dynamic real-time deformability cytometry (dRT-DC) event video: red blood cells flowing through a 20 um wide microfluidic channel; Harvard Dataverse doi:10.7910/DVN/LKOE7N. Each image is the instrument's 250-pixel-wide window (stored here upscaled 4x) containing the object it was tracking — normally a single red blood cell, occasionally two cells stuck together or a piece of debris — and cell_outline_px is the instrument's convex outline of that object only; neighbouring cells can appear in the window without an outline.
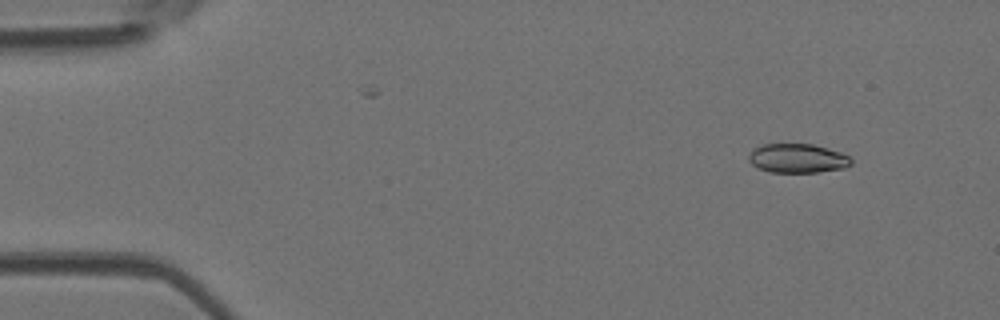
{"species": "Egyptian fruit bat (a non-hibernating species)", "species_latin": "Rousettus aegyptiacus", "temperature_condition": "room temperature", "stored_images_in_passage": 4, "camera_frame_rate_fps": 3000, "um_per_image_px": 0.085, "animal": {"sex": "female"}, "frame": {"image": 1, "passage_image": 1, "time_ms": 0.0, "image_size_px": [1000, 320], "cell_outline_px": [[852, 164], [844, 168], [816, 172], [772, 172], [760, 168], [752, 164], [748, 160], [748, 156], [752, 148], [764, 144], [812, 144], [840, 152], [848, 156], [852, 160]], "centroid_in_image_um": [67.77, 13.45], "position_along_channel_um": 17.2, "area_um2": 17.28}}
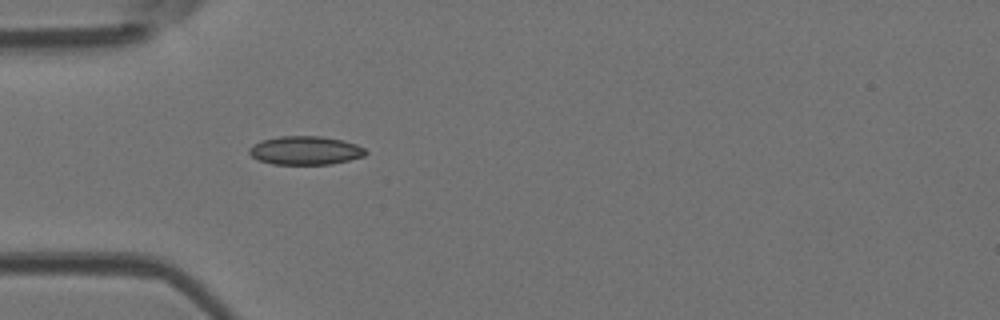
{"frame": {"image": 2, "passage_image": 4, "time_ms": 1.0, "image_size_px": [1000, 320], "cell_outline_px": [[368, 152], [364, 156], [332, 164], [272, 164], [260, 160], [252, 156], [248, 152], [248, 148], [252, 144], [264, 140], [280, 136], [320, 136], [340, 140], [356, 144], [364, 148]], "centroid_in_image_um": [25.94, 12.79], "position_along_channel_um": 59.1, "area_um2": 19.25}}